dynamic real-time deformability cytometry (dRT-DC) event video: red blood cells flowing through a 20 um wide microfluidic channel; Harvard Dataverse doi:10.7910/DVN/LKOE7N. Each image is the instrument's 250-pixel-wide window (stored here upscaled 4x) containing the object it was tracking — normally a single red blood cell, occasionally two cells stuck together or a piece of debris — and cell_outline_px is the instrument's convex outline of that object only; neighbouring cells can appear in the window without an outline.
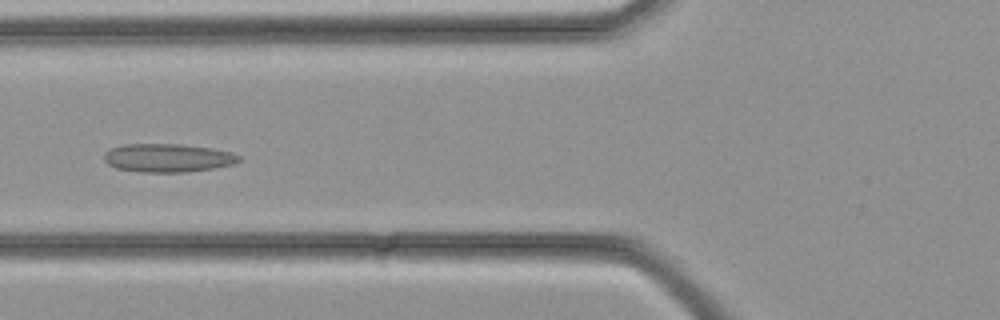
{"species": "common noctule bat (a hibernating species)", "species_latin": "Nyctalus noctula", "temperature_condition": "cold", "stored_images_in_passage": 35, "camera_frame_rate_fps": 3000, "um_per_image_px": 0.085, "animal": {"sex": "female", "body_mass_g": 21.9}, "frame": {"image": 1, "passage_image": 13, "time_ms": 4.0, "image_size_px": [1000, 320], "cell_outline_px": [[240, 160], [232, 164], [212, 168], [184, 172], [144, 172], [116, 168], [108, 164], [104, 160], [104, 152], [112, 148], [124, 144], [180, 144], [212, 148], [228, 152], [240, 156]], "centroid_in_image_um": [14.22, 13.41], "position_along_channel_um": 111.6, "area_um2": 22.08}}
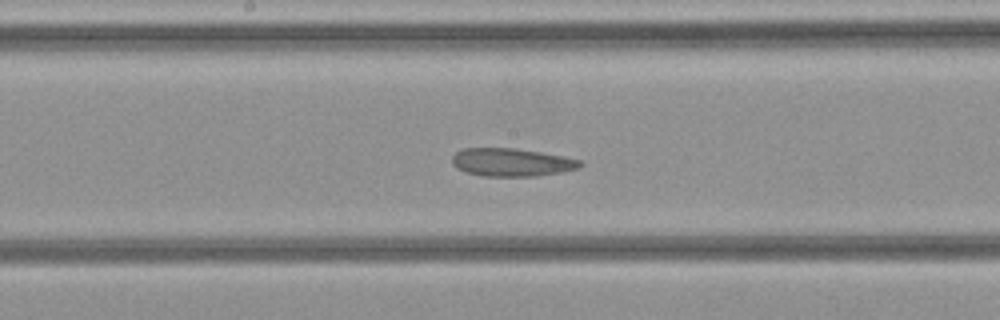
{"frame": {"image": 2, "passage_image": 18, "time_ms": 5.667, "image_size_px": [1000, 320], "cell_outline_px": [[584, 164], [580, 168], [560, 172], [536, 176], [484, 176], [468, 172], [456, 168], [452, 164], [452, 156], [456, 152], [464, 148], [516, 148], [540, 152], [580, 160]], "centroid_in_image_um": [43.48, 13.79], "position_along_channel_um": 204.7, "area_um2": 20.81}}
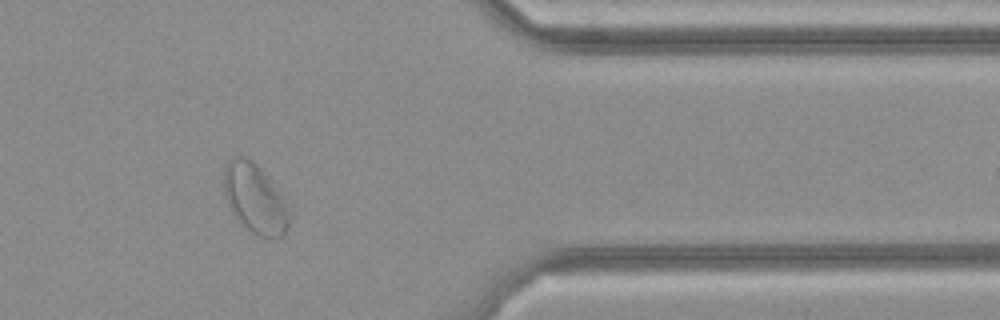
{"frame": {"image": 3, "passage_image": 29, "time_ms": 9.333, "image_size_px": [1000, 320], "cell_outline_px": [[288, 224], [284, 236], [260, 236], [252, 232], [240, 224], [228, 204], [224, 192], [224, 168], [228, 160], [232, 156], [244, 156], [252, 160], [264, 172], [280, 196], [284, 204], [288, 220]], "centroid_in_image_um": [21.59, 16.85], "position_along_channel_um": 389.8, "area_um2": 25.61}}